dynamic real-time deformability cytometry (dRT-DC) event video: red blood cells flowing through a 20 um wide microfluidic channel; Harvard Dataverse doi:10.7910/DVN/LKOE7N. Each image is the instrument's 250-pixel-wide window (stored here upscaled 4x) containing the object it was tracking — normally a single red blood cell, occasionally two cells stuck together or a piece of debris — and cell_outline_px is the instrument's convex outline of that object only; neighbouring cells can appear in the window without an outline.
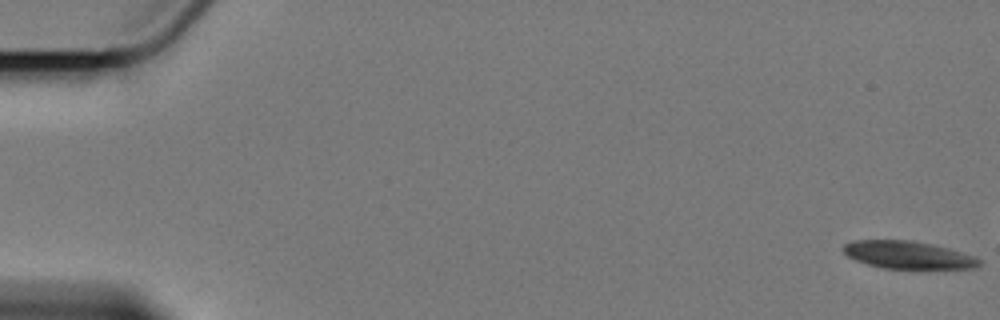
{"species": "Egyptian fruit bat (a non-hibernating species)", "species_latin": "Rousettus aegyptiacus", "temperature_condition": "cold", "stored_images_in_passage": 5, "camera_frame_rate_fps": 3000, "um_per_image_px": 0.085, "animal": {"sex": "female"}, "frame": {"image": 1, "passage_image": 1, "time_ms": 0.0, "image_size_px": [1000, 320], "cell_outline_px": [[980, 264], [976, 268], [884, 268], [868, 264], [856, 260], [848, 256], [844, 252], [844, 244], [852, 240], [912, 240], [932, 244], [948, 248], [972, 256], [980, 260]], "centroid_in_image_um": [77.15, 21.66], "position_along_channel_um": 7.8, "area_um2": 21.5}}